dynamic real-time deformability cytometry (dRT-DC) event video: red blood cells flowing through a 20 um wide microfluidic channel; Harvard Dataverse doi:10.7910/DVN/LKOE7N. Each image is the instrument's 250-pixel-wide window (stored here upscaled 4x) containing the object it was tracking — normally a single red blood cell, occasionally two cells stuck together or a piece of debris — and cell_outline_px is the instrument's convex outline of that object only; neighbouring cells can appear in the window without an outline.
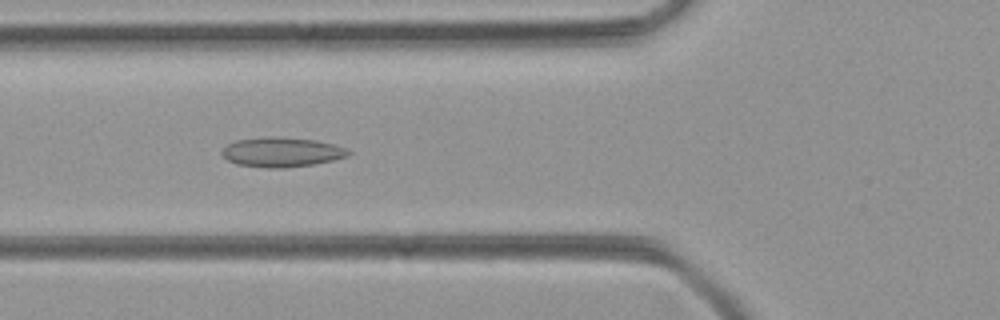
{"species": "common noctule bat (a hibernating species)", "species_latin": "Nyctalus noctula", "temperature_condition": "room temperature", "stored_images_in_passage": 49, "camera_frame_rate_fps": 3000, "um_per_image_px": 0.085, "animal": {"sex": "female", "body_mass_g": 21.9}, "frame": {"image": 1, "passage_image": 18, "time_ms": 5.667, "image_size_px": [1000, 320], "cell_outline_px": [[352, 152], [348, 156], [332, 160], [312, 164], [284, 168], [264, 168], [236, 164], [228, 160], [220, 152], [228, 144], [236, 140], [264, 136], [272, 136], [316, 140], [348, 148]], "centroid_in_image_um": [23.94, 12.92], "position_along_channel_um": 101.9, "area_um2": 21.91}}
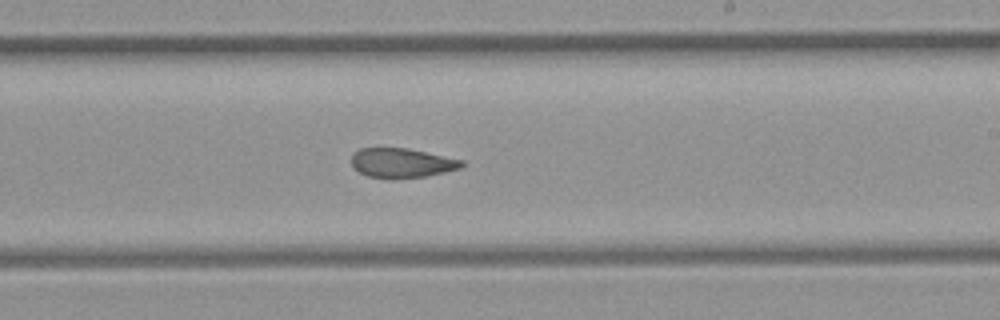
{"frame": {"image": 2, "passage_image": 29, "time_ms": 9.333, "image_size_px": [1000, 320], "cell_outline_px": [[464, 164], [460, 168], [444, 172], [424, 176], [392, 180], [368, 176], [352, 168], [352, 152], [360, 148], [408, 148], [464, 160]], "centroid_in_image_um": [34.12, 13.85], "position_along_channel_um": 254.9, "area_um2": 19.19}}
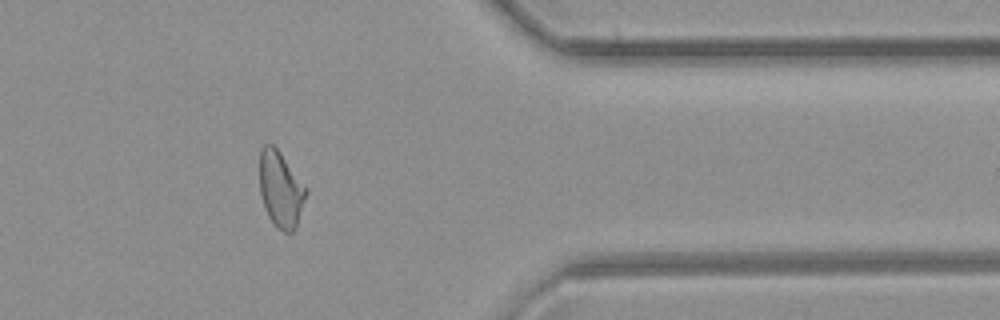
{"frame": {"image": 3, "passage_image": 40, "time_ms": 13.0, "image_size_px": [1000, 320], "cell_outline_px": [[308, 192], [296, 228], [292, 232], [284, 232], [276, 228], [272, 224], [268, 216], [260, 192], [260, 148], [264, 144], [272, 144], [280, 152], [308, 188]], "centroid_in_image_um": [23.88, 16.11], "position_along_channel_um": 387.5, "area_um2": 20.75}}